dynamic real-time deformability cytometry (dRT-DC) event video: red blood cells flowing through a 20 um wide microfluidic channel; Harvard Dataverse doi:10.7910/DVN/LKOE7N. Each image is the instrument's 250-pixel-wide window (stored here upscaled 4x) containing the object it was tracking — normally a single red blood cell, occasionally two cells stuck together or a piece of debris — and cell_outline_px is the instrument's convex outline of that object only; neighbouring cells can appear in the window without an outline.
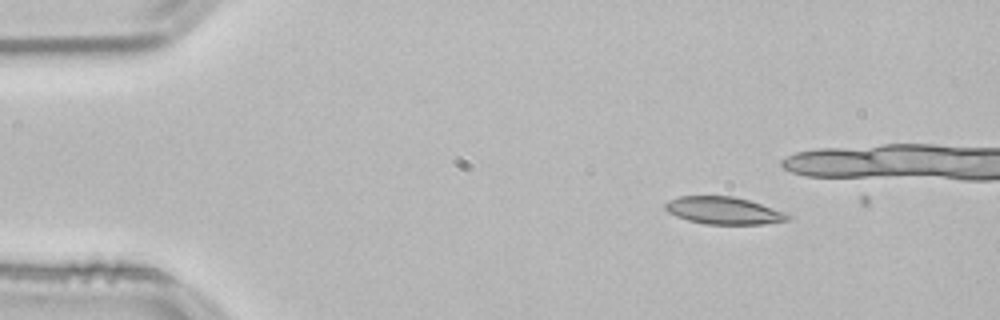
{"species": "common noctule bat (a hibernating species)", "species_latin": "Nyctalus noctula", "temperature_condition": "room temperature", "stored_images_in_passage": 2, "camera_frame_rate_fps": 3000, "um_per_image_px": 0.085, "animal": {"sex": "male", "body_mass_g": 21.5, "forearm_length_mm": 52.0}, "frame": {"image": 1, "passage_image": 1, "time_ms": 0.0, "image_size_px": [1000, 320], "cell_outline_px": [[792, 216], [788, 220], [764, 224], [704, 224], [688, 220], [676, 216], [668, 212], [664, 208], [664, 204], [668, 200], [680, 196], [732, 196], [748, 200], [784, 212]], "centroid_in_image_um": [61.47, 17.9], "position_along_channel_um": 23.5, "area_um2": 19.42}}